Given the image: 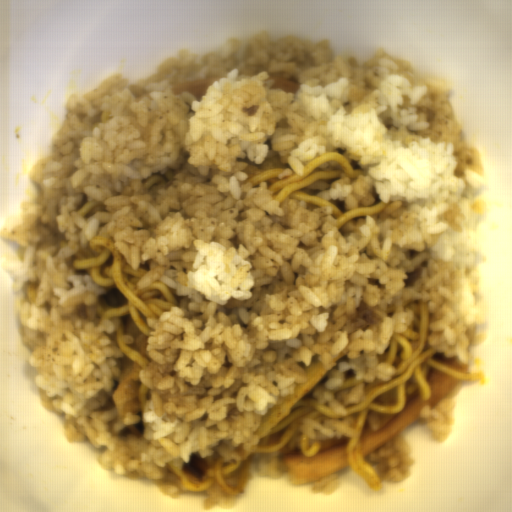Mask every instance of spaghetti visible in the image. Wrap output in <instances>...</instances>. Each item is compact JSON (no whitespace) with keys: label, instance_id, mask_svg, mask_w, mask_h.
<instances>
[{"label":"spaghetti","instance_id":"2","mask_svg":"<svg viewBox=\"0 0 512 512\" xmlns=\"http://www.w3.org/2000/svg\"><path fill=\"white\" fill-rule=\"evenodd\" d=\"M90 250L96 255L87 257L80 250L74 254V266L78 271L89 270L94 281L103 287L115 285L125 297V304L104 306L98 301L100 318L117 321V345L142 368L151 361L138 352L131 344L134 336L124 334L122 319L131 313L139 331L152 333L155 328L147 324V318H156L180 306L175 293L161 282H150L142 287L134 284L151 270H138L127 262L115 243L108 237L94 236Z\"/></svg>","mask_w":512,"mask_h":512},{"label":"spaghetti","instance_id":"4","mask_svg":"<svg viewBox=\"0 0 512 512\" xmlns=\"http://www.w3.org/2000/svg\"><path fill=\"white\" fill-rule=\"evenodd\" d=\"M320 446H321V439H316L313 444L310 446L309 445V440L306 436V434H302L301 436V439H300V442H299V445H298V449H299V453L309 457V458H313L314 456H316L320 450Z\"/></svg>","mask_w":512,"mask_h":512},{"label":"spaghetti","instance_id":"1","mask_svg":"<svg viewBox=\"0 0 512 512\" xmlns=\"http://www.w3.org/2000/svg\"><path fill=\"white\" fill-rule=\"evenodd\" d=\"M429 304L428 297L407 300L396 295L389 304L384 298L380 301L377 309L385 315L391 316L410 309L413 314L412 321L406 330L393 332L385 353L377 354V363L393 366L395 372L391 379L383 381L375 377L373 381H364L360 401L354 405H345L347 414L334 412L327 403L318 401L313 394L327 381L330 371L338 367L340 362H350L346 352L333 357L334 365L326 368L323 378L303 394L290 407V412L265 435L259 437L249 450L244 452L243 444H237L228 462L219 452L205 457L209 467L200 479H192L183 467L172 462L165 464L166 469L179 476L185 490L201 491L218 482L225 493L235 495L246 490L254 455L279 451L299 431L301 418L315 420L324 416L326 419L323 424L348 438L346 452L350 467L367 482L372 491L379 492L382 485L377 472L379 464L374 465L365 460L358 445L367 411L401 412L412 393L430 399L432 390L427 381L430 369L463 380H477V375L473 372L463 373L433 359L434 352L438 350L429 343L432 324Z\"/></svg>","mask_w":512,"mask_h":512},{"label":"spaghetti","instance_id":"5","mask_svg":"<svg viewBox=\"0 0 512 512\" xmlns=\"http://www.w3.org/2000/svg\"><path fill=\"white\" fill-rule=\"evenodd\" d=\"M39 289H40V286H39L38 280L37 281H29L28 288H27L29 304L32 305L34 303V301L37 299Z\"/></svg>","mask_w":512,"mask_h":512},{"label":"spaghetti","instance_id":"3","mask_svg":"<svg viewBox=\"0 0 512 512\" xmlns=\"http://www.w3.org/2000/svg\"><path fill=\"white\" fill-rule=\"evenodd\" d=\"M286 167L261 170L248 180L252 187L264 181L270 182L268 190L276 206L288 195L314 202L332 209L333 223L340 231L351 219L364 215H377L385 209L387 203L381 199L375 206L360 208L351 212H343L328 201L299 191L318 179H340L343 172L353 180L364 175L363 168H352L345 155L339 152H328L306 161L301 173L288 177H277Z\"/></svg>","mask_w":512,"mask_h":512}]
</instances>
